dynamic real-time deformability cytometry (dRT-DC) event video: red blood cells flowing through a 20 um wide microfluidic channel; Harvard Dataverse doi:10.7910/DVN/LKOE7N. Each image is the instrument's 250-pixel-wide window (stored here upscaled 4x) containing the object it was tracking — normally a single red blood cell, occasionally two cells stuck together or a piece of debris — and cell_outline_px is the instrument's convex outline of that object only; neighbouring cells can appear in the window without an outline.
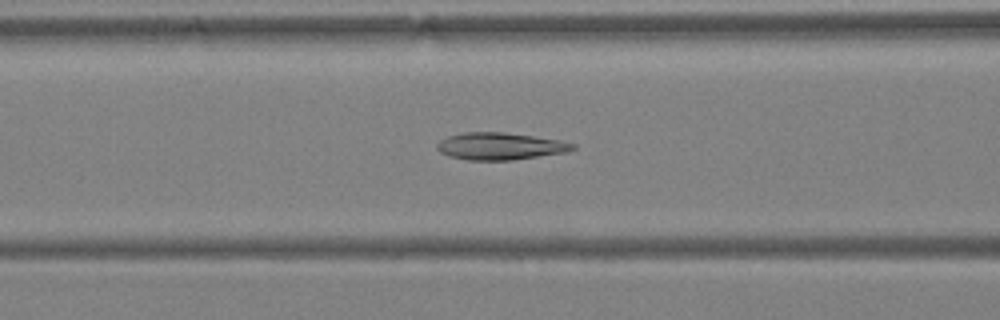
{"species": "Egyptian fruit bat (a non-hibernating species)", "species_latin": "Rousettus aegyptiacus", "temperature_condition": "warm", "stored_images_in_passage": 44, "camera_frame_rate_fps": 3000, "um_per_image_px": 0.085, "animal": {"sex": "female"}, "frame": {"image": 1, "passage_image": 18, "time_ms": 5.667, "image_size_px": [1000, 320], "cell_outline_px": [[576, 148], [568, 152], [512, 160], [468, 160], [448, 156], [440, 152], [436, 148], [436, 144], [440, 140], [448, 136], [464, 132], [504, 132], [560, 140], [576, 144]], "centroid_in_image_um": [42.5, 12.43], "position_along_channel_um": 124.1, "area_um2": 21.56}}
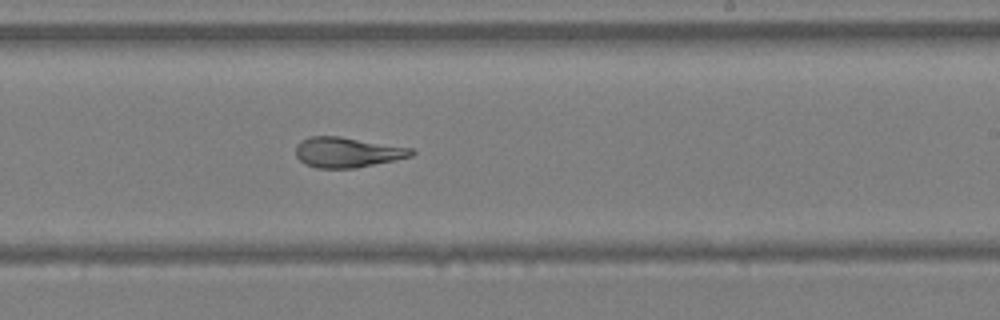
{"frame": {"image": 2, "passage_image": 27, "time_ms": 8.667, "image_size_px": [1000, 320], "cell_outline_px": [[416, 152], [412, 156], [396, 160], [356, 168], [316, 168], [304, 164], [296, 156], [296, 148], [300, 140], [312, 136], [340, 136], [412, 148]], "centroid_in_image_um": [29.53, 12.95], "position_along_channel_um": 259.5, "area_um2": 20.46}}
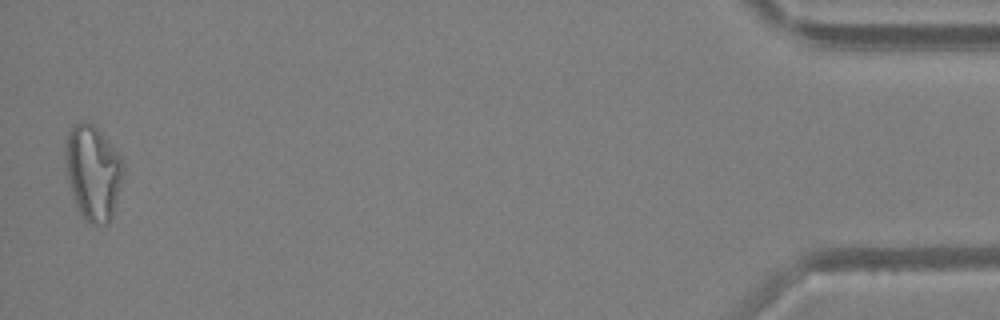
{"frame": {"image": 3, "passage_image": 44, "time_ms": 14.333, "image_size_px": [1000, 320], "cell_outline_px": [[124, 172], [112, 216], [108, 224], [92, 224], [84, 220], [76, 208], [68, 180], [64, 160], [64, 140], [72, 124], [80, 120], [84, 120], [92, 124], [108, 140], [124, 160]], "centroid_in_image_um": [7.87, 14.63], "position_along_channel_um": 427.3, "area_um2": 32.6}, "authors_computed_cell_mechanics": {"area_um2": 23.6113, "velocity_mm_per_s": 4.5308, "shape_relaxation_time_tau1_ms": null, "shape_relaxation_time_tau2_ms": 1.5495, "deformation_change_tau1": null, "deformation_change_tau2": 0.107}}